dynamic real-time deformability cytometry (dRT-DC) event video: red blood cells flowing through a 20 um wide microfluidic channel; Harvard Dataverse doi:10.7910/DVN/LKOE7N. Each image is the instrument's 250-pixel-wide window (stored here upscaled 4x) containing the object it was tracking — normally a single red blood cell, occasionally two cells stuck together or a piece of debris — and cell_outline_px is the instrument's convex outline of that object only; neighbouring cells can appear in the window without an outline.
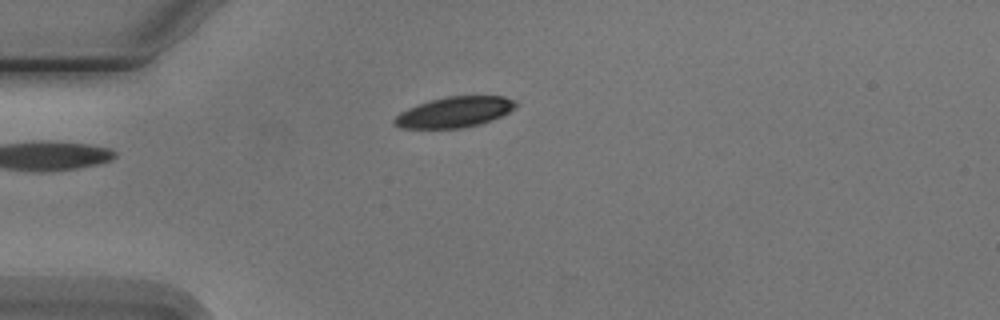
{"species": "Egyptian fruit bat (a non-hibernating species)", "species_latin": "Rousettus aegyptiacus", "temperature_condition": "cold", "stored_images_in_passage": 7, "camera_frame_rate_fps": 3000, "um_per_image_px": 0.085, "animal": {"sex": "male"}, "frame": {"image": 1, "passage_image": 1, "time_ms": 0.0, "image_size_px": [1000, 320], "cell_outline_px": [[520, 104], [516, 108], [492, 120], [480, 124], [460, 128], [400, 128], [392, 120], [400, 112], [408, 108], [432, 100], [448, 96], [504, 96], [516, 100]], "centroid_in_image_um": [38.69, 9.52], "position_along_channel_um": 46.3, "area_um2": 21.56}}
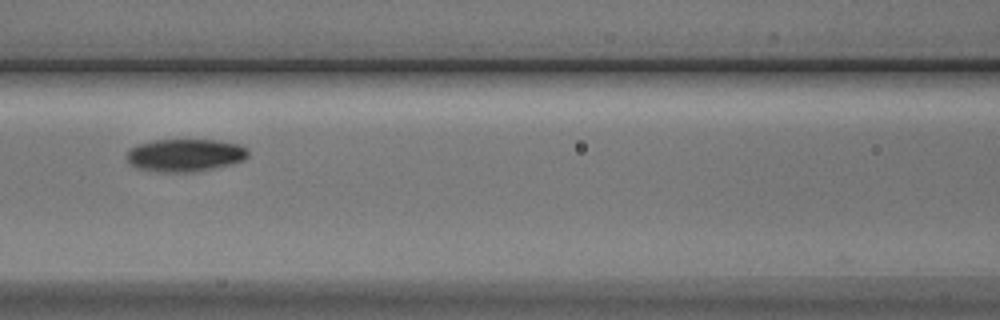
{"frame": {"image": 2, "passage_image": 4, "time_ms": 3.333, "image_size_px": [1000, 320], "cell_outline_px": [[248, 156], [244, 160], [232, 164], [196, 172], [156, 172], [136, 168], [128, 164], [128, 148], [136, 144], [152, 140], [216, 140], [240, 144], [248, 148]], "centroid_in_image_um": [15.72, 13.19], "position_along_channel_um": 150.9, "area_um2": 23.52}}
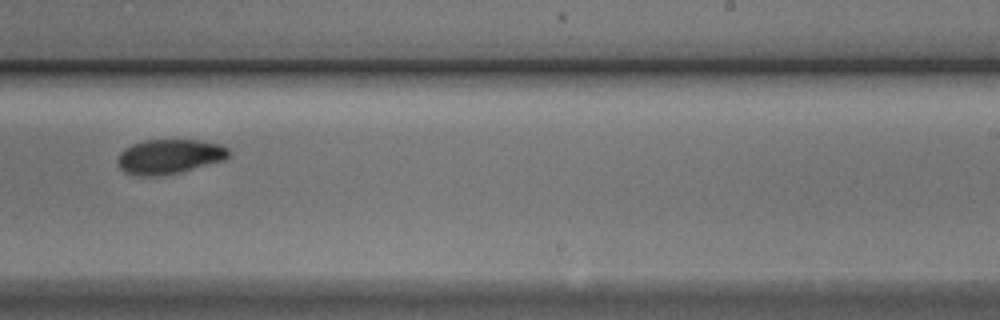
{"frame": {"image": 3, "passage_image": 7, "time_ms": 6.667, "image_size_px": [1000, 320], "cell_outline_px": [[232, 152], [224, 160], [180, 172], [156, 176], [136, 176], [124, 172], [120, 168], [120, 152], [124, 148], [132, 144], [144, 140], [200, 140], [220, 144], [228, 148]], "centroid_in_image_um": [14.42, 13.3], "position_along_channel_um": 274.6, "area_um2": 22.37}}